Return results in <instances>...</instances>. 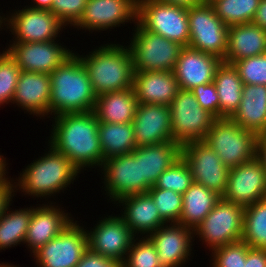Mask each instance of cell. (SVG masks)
Returning <instances> with one entry per match:
<instances>
[{
  "label": "cell",
  "instance_id": "6da1fadb",
  "mask_svg": "<svg viewBox=\"0 0 266 267\" xmlns=\"http://www.w3.org/2000/svg\"><path fill=\"white\" fill-rule=\"evenodd\" d=\"M51 118V134L46 139L48 144L65 155L80 172L84 173L88 168L100 171L105 159L95 113H64Z\"/></svg>",
  "mask_w": 266,
  "mask_h": 267
},
{
  "label": "cell",
  "instance_id": "7bdbcfd3",
  "mask_svg": "<svg viewBox=\"0 0 266 267\" xmlns=\"http://www.w3.org/2000/svg\"><path fill=\"white\" fill-rule=\"evenodd\" d=\"M199 105L219 119V96L215 84H202L191 90Z\"/></svg>",
  "mask_w": 266,
  "mask_h": 267
},
{
  "label": "cell",
  "instance_id": "e0dca14e",
  "mask_svg": "<svg viewBox=\"0 0 266 267\" xmlns=\"http://www.w3.org/2000/svg\"><path fill=\"white\" fill-rule=\"evenodd\" d=\"M9 43L4 49L21 68V71H31L50 74L62 64L74 51L59 42Z\"/></svg>",
  "mask_w": 266,
  "mask_h": 267
},
{
  "label": "cell",
  "instance_id": "4dcf8cb0",
  "mask_svg": "<svg viewBox=\"0 0 266 267\" xmlns=\"http://www.w3.org/2000/svg\"><path fill=\"white\" fill-rule=\"evenodd\" d=\"M221 196L203 185L193 182L182 194L180 224L194 230L215 207Z\"/></svg>",
  "mask_w": 266,
  "mask_h": 267
},
{
  "label": "cell",
  "instance_id": "ac0fdd59",
  "mask_svg": "<svg viewBox=\"0 0 266 267\" xmlns=\"http://www.w3.org/2000/svg\"><path fill=\"white\" fill-rule=\"evenodd\" d=\"M226 201L247 207L266 198V170L255 157L230 168L226 190L221 197Z\"/></svg>",
  "mask_w": 266,
  "mask_h": 267
},
{
  "label": "cell",
  "instance_id": "5b68a950",
  "mask_svg": "<svg viewBox=\"0 0 266 267\" xmlns=\"http://www.w3.org/2000/svg\"><path fill=\"white\" fill-rule=\"evenodd\" d=\"M133 29L127 46L134 71H173L183 46L145 30L138 22Z\"/></svg>",
  "mask_w": 266,
  "mask_h": 267
},
{
  "label": "cell",
  "instance_id": "b9f144b4",
  "mask_svg": "<svg viewBox=\"0 0 266 267\" xmlns=\"http://www.w3.org/2000/svg\"><path fill=\"white\" fill-rule=\"evenodd\" d=\"M87 0H54L51 12L65 25L73 27L80 19Z\"/></svg>",
  "mask_w": 266,
  "mask_h": 267
},
{
  "label": "cell",
  "instance_id": "d4e9b609",
  "mask_svg": "<svg viewBox=\"0 0 266 267\" xmlns=\"http://www.w3.org/2000/svg\"><path fill=\"white\" fill-rule=\"evenodd\" d=\"M133 90L139 104L169 106L179 86L173 71H134Z\"/></svg>",
  "mask_w": 266,
  "mask_h": 267
},
{
  "label": "cell",
  "instance_id": "836d02e7",
  "mask_svg": "<svg viewBox=\"0 0 266 267\" xmlns=\"http://www.w3.org/2000/svg\"><path fill=\"white\" fill-rule=\"evenodd\" d=\"M242 241L266 249V198L244 208Z\"/></svg>",
  "mask_w": 266,
  "mask_h": 267
},
{
  "label": "cell",
  "instance_id": "1f68e13d",
  "mask_svg": "<svg viewBox=\"0 0 266 267\" xmlns=\"http://www.w3.org/2000/svg\"><path fill=\"white\" fill-rule=\"evenodd\" d=\"M98 135L105 160L110 157L130 154L137 148L132 122H99Z\"/></svg>",
  "mask_w": 266,
  "mask_h": 267
},
{
  "label": "cell",
  "instance_id": "603a6c76",
  "mask_svg": "<svg viewBox=\"0 0 266 267\" xmlns=\"http://www.w3.org/2000/svg\"><path fill=\"white\" fill-rule=\"evenodd\" d=\"M222 61L215 55L183 47L173 70L179 89L191 91L199 85L212 83Z\"/></svg>",
  "mask_w": 266,
  "mask_h": 267
},
{
  "label": "cell",
  "instance_id": "f5cc1de1",
  "mask_svg": "<svg viewBox=\"0 0 266 267\" xmlns=\"http://www.w3.org/2000/svg\"><path fill=\"white\" fill-rule=\"evenodd\" d=\"M3 15V16H2ZM2 15H1V13H0V31L2 30V29H5L4 28V26H5V16H4V14L2 13Z\"/></svg>",
  "mask_w": 266,
  "mask_h": 267
},
{
  "label": "cell",
  "instance_id": "44dd1931",
  "mask_svg": "<svg viewBox=\"0 0 266 267\" xmlns=\"http://www.w3.org/2000/svg\"><path fill=\"white\" fill-rule=\"evenodd\" d=\"M132 125L137 147L173 141L168 105L138 104Z\"/></svg>",
  "mask_w": 266,
  "mask_h": 267
},
{
  "label": "cell",
  "instance_id": "e575fe53",
  "mask_svg": "<svg viewBox=\"0 0 266 267\" xmlns=\"http://www.w3.org/2000/svg\"><path fill=\"white\" fill-rule=\"evenodd\" d=\"M260 0H217L212 5L216 15L228 27L251 23Z\"/></svg>",
  "mask_w": 266,
  "mask_h": 267
},
{
  "label": "cell",
  "instance_id": "3957f363",
  "mask_svg": "<svg viewBox=\"0 0 266 267\" xmlns=\"http://www.w3.org/2000/svg\"><path fill=\"white\" fill-rule=\"evenodd\" d=\"M123 44L106 42L86 55L74 50L87 70L96 96L133 88V61L127 43Z\"/></svg>",
  "mask_w": 266,
  "mask_h": 267
},
{
  "label": "cell",
  "instance_id": "d590c367",
  "mask_svg": "<svg viewBox=\"0 0 266 267\" xmlns=\"http://www.w3.org/2000/svg\"><path fill=\"white\" fill-rule=\"evenodd\" d=\"M192 183L193 178L189 166L182 157H179L178 160L160 174L154 186L183 194Z\"/></svg>",
  "mask_w": 266,
  "mask_h": 267
},
{
  "label": "cell",
  "instance_id": "9c48e42d",
  "mask_svg": "<svg viewBox=\"0 0 266 267\" xmlns=\"http://www.w3.org/2000/svg\"><path fill=\"white\" fill-rule=\"evenodd\" d=\"M173 141L183 146L204 140L216 118L205 111L190 90L179 89L169 105Z\"/></svg>",
  "mask_w": 266,
  "mask_h": 267
},
{
  "label": "cell",
  "instance_id": "7402d4cb",
  "mask_svg": "<svg viewBox=\"0 0 266 267\" xmlns=\"http://www.w3.org/2000/svg\"><path fill=\"white\" fill-rule=\"evenodd\" d=\"M51 98L50 74L21 71L16 85L12 104H16L24 113L33 114L38 119L49 118ZM47 116V117H46ZM40 117V118H39ZM46 117V118H45Z\"/></svg>",
  "mask_w": 266,
  "mask_h": 267
},
{
  "label": "cell",
  "instance_id": "ab89813d",
  "mask_svg": "<svg viewBox=\"0 0 266 267\" xmlns=\"http://www.w3.org/2000/svg\"><path fill=\"white\" fill-rule=\"evenodd\" d=\"M247 252L248 244L242 240L216 248L210 254V267H244Z\"/></svg>",
  "mask_w": 266,
  "mask_h": 267
},
{
  "label": "cell",
  "instance_id": "d6986e66",
  "mask_svg": "<svg viewBox=\"0 0 266 267\" xmlns=\"http://www.w3.org/2000/svg\"><path fill=\"white\" fill-rule=\"evenodd\" d=\"M162 267H184L194 254V230L180 223H166L147 236Z\"/></svg>",
  "mask_w": 266,
  "mask_h": 267
},
{
  "label": "cell",
  "instance_id": "11a10c76",
  "mask_svg": "<svg viewBox=\"0 0 266 267\" xmlns=\"http://www.w3.org/2000/svg\"><path fill=\"white\" fill-rule=\"evenodd\" d=\"M215 1H217V0H202V4H209V5H211V4H213Z\"/></svg>",
  "mask_w": 266,
  "mask_h": 267
},
{
  "label": "cell",
  "instance_id": "d6a6232c",
  "mask_svg": "<svg viewBox=\"0 0 266 267\" xmlns=\"http://www.w3.org/2000/svg\"><path fill=\"white\" fill-rule=\"evenodd\" d=\"M10 206L12 203L0 217V251L24 245L32 216V206L15 210Z\"/></svg>",
  "mask_w": 266,
  "mask_h": 267
},
{
  "label": "cell",
  "instance_id": "9a60e30c",
  "mask_svg": "<svg viewBox=\"0 0 266 267\" xmlns=\"http://www.w3.org/2000/svg\"><path fill=\"white\" fill-rule=\"evenodd\" d=\"M137 13L138 0H87L82 16L73 27L85 30L83 33L87 30L89 34L108 32L125 23L136 24Z\"/></svg>",
  "mask_w": 266,
  "mask_h": 267
},
{
  "label": "cell",
  "instance_id": "30bf717a",
  "mask_svg": "<svg viewBox=\"0 0 266 267\" xmlns=\"http://www.w3.org/2000/svg\"><path fill=\"white\" fill-rule=\"evenodd\" d=\"M5 16L6 32L13 35L9 43L46 42L58 40L63 29H68L50 10L18 8ZM61 31V32H60Z\"/></svg>",
  "mask_w": 266,
  "mask_h": 267
},
{
  "label": "cell",
  "instance_id": "74e56055",
  "mask_svg": "<svg viewBox=\"0 0 266 267\" xmlns=\"http://www.w3.org/2000/svg\"><path fill=\"white\" fill-rule=\"evenodd\" d=\"M121 267H162L154 244L148 237H136Z\"/></svg>",
  "mask_w": 266,
  "mask_h": 267
},
{
  "label": "cell",
  "instance_id": "7c38bea8",
  "mask_svg": "<svg viewBox=\"0 0 266 267\" xmlns=\"http://www.w3.org/2000/svg\"><path fill=\"white\" fill-rule=\"evenodd\" d=\"M79 222L74 219L32 255L37 267H76L89 249L86 226Z\"/></svg>",
  "mask_w": 266,
  "mask_h": 267
},
{
  "label": "cell",
  "instance_id": "f907efd6",
  "mask_svg": "<svg viewBox=\"0 0 266 267\" xmlns=\"http://www.w3.org/2000/svg\"><path fill=\"white\" fill-rule=\"evenodd\" d=\"M30 3V5H27L29 8L51 10L54 0H31Z\"/></svg>",
  "mask_w": 266,
  "mask_h": 267
},
{
  "label": "cell",
  "instance_id": "60d3db41",
  "mask_svg": "<svg viewBox=\"0 0 266 267\" xmlns=\"http://www.w3.org/2000/svg\"><path fill=\"white\" fill-rule=\"evenodd\" d=\"M244 84L266 86V53L243 58L233 64Z\"/></svg>",
  "mask_w": 266,
  "mask_h": 267
},
{
  "label": "cell",
  "instance_id": "681fc988",
  "mask_svg": "<svg viewBox=\"0 0 266 267\" xmlns=\"http://www.w3.org/2000/svg\"><path fill=\"white\" fill-rule=\"evenodd\" d=\"M166 4L180 6L183 8L196 7L202 4V0H155Z\"/></svg>",
  "mask_w": 266,
  "mask_h": 267
},
{
  "label": "cell",
  "instance_id": "c3c4849f",
  "mask_svg": "<svg viewBox=\"0 0 266 267\" xmlns=\"http://www.w3.org/2000/svg\"><path fill=\"white\" fill-rule=\"evenodd\" d=\"M256 157L262 162L266 170V133L257 136Z\"/></svg>",
  "mask_w": 266,
  "mask_h": 267
},
{
  "label": "cell",
  "instance_id": "ba28073f",
  "mask_svg": "<svg viewBox=\"0 0 266 267\" xmlns=\"http://www.w3.org/2000/svg\"><path fill=\"white\" fill-rule=\"evenodd\" d=\"M137 22L145 30L183 47L189 44L190 31L186 8L155 0H138Z\"/></svg>",
  "mask_w": 266,
  "mask_h": 267
},
{
  "label": "cell",
  "instance_id": "8d00e7d4",
  "mask_svg": "<svg viewBox=\"0 0 266 267\" xmlns=\"http://www.w3.org/2000/svg\"><path fill=\"white\" fill-rule=\"evenodd\" d=\"M147 193L152 197L161 218L166 223H179L182 211V194L170 189L152 186Z\"/></svg>",
  "mask_w": 266,
  "mask_h": 267
},
{
  "label": "cell",
  "instance_id": "4fadbf2b",
  "mask_svg": "<svg viewBox=\"0 0 266 267\" xmlns=\"http://www.w3.org/2000/svg\"><path fill=\"white\" fill-rule=\"evenodd\" d=\"M190 40L188 47L224 60L227 51L228 26L209 4L187 9Z\"/></svg>",
  "mask_w": 266,
  "mask_h": 267
},
{
  "label": "cell",
  "instance_id": "bcb514c9",
  "mask_svg": "<svg viewBox=\"0 0 266 267\" xmlns=\"http://www.w3.org/2000/svg\"><path fill=\"white\" fill-rule=\"evenodd\" d=\"M244 267H266V249L252 248L248 245Z\"/></svg>",
  "mask_w": 266,
  "mask_h": 267
},
{
  "label": "cell",
  "instance_id": "2e32d148",
  "mask_svg": "<svg viewBox=\"0 0 266 267\" xmlns=\"http://www.w3.org/2000/svg\"><path fill=\"white\" fill-rule=\"evenodd\" d=\"M93 224V228L87 231L88 247L97 254L119 262L126 258L132 242L137 237L125 224L120 214L107 215Z\"/></svg>",
  "mask_w": 266,
  "mask_h": 267
},
{
  "label": "cell",
  "instance_id": "f6af8a7d",
  "mask_svg": "<svg viewBox=\"0 0 266 267\" xmlns=\"http://www.w3.org/2000/svg\"><path fill=\"white\" fill-rule=\"evenodd\" d=\"M16 197L14 178L8 174L0 181V217L6 211L7 207L14 202L12 199Z\"/></svg>",
  "mask_w": 266,
  "mask_h": 267
},
{
  "label": "cell",
  "instance_id": "484cf974",
  "mask_svg": "<svg viewBox=\"0 0 266 267\" xmlns=\"http://www.w3.org/2000/svg\"><path fill=\"white\" fill-rule=\"evenodd\" d=\"M227 39L226 63L266 53V30L252 22L230 26Z\"/></svg>",
  "mask_w": 266,
  "mask_h": 267
},
{
  "label": "cell",
  "instance_id": "f35d334b",
  "mask_svg": "<svg viewBox=\"0 0 266 267\" xmlns=\"http://www.w3.org/2000/svg\"><path fill=\"white\" fill-rule=\"evenodd\" d=\"M21 68L4 50L0 52V107L13 100Z\"/></svg>",
  "mask_w": 266,
  "mask_h": 267
},
{
  "label": "cell",
  "instance_id": "4316f807",
  "mask_svg": "<svg viewBox=\"0 0 266 267\" xmlns=\"http://www.w3.org/2000/svg\"><path fill=\"white\" fill-rule=\"evenodd\" d=\"M257 136L266 133V86L244 84L238 109L230 117Z\"/></svg>",
  "mask_w": 266,
  "mask_h": 267
},
{
  "label": "cell",
  "instance_id": "8992f818",
  "mask_svg": "<svg viewBox=\"0 0 266 267\" xmlns=\"http://www.w3.org/2000/svg\"><path fill=\"white\" fill-rule=\"evenodd\" d=\"M228 168L253 160L257 151V135L230 118L216 119L204 138Z\"/></svg>",
  "mask_w": 266,
  "mask_h": 267
},
{
  "label": "cell",
  "instance_id": "277c9868",
  "mask_svg": "<svg viewBox=\"0 0 266 267\" xmlns=\"http://www.w3.org/2000/svg\"><path fill=\"white\" fill-rule=\"evenodd\" d=\"M50 116L64 113H85L94 110L95 95L86 68L73 53L52 73Z\"/></svg>",
  "mask_w": 266,
  "mask_h": 267
},
{
  "label": "cell",
  "instance_id": "f546056e",
  "mask_svg": "<svg viewBox=\"0 0 266 267\" xmlns=\"http://www.w3.org/2000/svg\"><path fill=\"white\" fill-rule=\"evenodd\" d=\"M213 83L219 96V118H230L242 99L244 83L238 69L224 61L218 66Z\"/></svg>",
  "mask_w": 266,
  "mask_h": 267
},
{
  "label": "cell",
  "instance_id": "5bb4252c",
  "mask_svg": "<svg viewBox=\"0 0 266 267\" xmlns=\"http://www.w3.org/2000/svg\"><path fill=\"white\" fill-rule=\"evenodd\" d=\"M181 157L188 164L193 182L223 196L230 168L204 140L192 141L181 146Z\"/></svg>",
  "mask_w": 266,
  "mask_h": 267
},
{
  "label": "cell",
  "instance_id": "52a82bcc",
  "mask_svg": "<svg viewBox=\"0 0 266 267\" xmlns=\"http://www.w3.org/2000/svg\"><path fill=\"white\" fill-rule=\"evenodd\" d=\"M244 207L221 198L194 229V237L205 249H214L242 240Z\"/></svg>",
  "mask_w": 266,
  "mask_h": 267
},
{
  "label": "cell",
  "instance_id": "cb8c5ba5",
  "mask_svg": "<svg viewBox=\"0 0 266 267\" xmlns=\"http://www.w3.org/2000/svg\"><path fill=\"white\" fill-rule=\"evenodd\" d=\"M114 205L122 208L119 209L122 211L120 216L137 237H147L166 224L147 192L124 197Z\"/></svg>",
  "mask_w": 266,
  "mask_h": 267
},
{
  "label": "cell",
  "instance_id": "7a4b0ae2",
  "mask_svg": "<svg viewBox=\"0 0 266 267\" xmlns=\"http://www.w3.org/2000/svg\"><path fill=\"white\" fill-rule=\"evenodd\" d=\"M45 154L33 160L26 168L20 171L14 179L15 194L22 193L26 197L40 198L51 201L59 193L70 189L80 176L81 172L63 154L56 151L50 144ZM77 178V179H76ZM43 198V199H42Z\"/></svg>",
  "mask_w": 266,
  "mask_h": 267
},
{
  "label": "cell",
  "instance_id": "83f0119b",
  "mask_svg": "<svg viewBox=\"0 0 266 267\" xmlns=\"http://www.w3.org/2000/svg\"><path fill=\"white\" fill-rule=\"evenodd\" d=\"M181 157V146L163 142L140 147V170L143 179V193H146L158 180L162 172Z\"/></svg>",
  "mask_w": 266,
  "mask_h": 267
},
{
  "label": "cell",
  "instance_id": "f1b7e54d",
  "mask_svg": "<svg viewBox=\"0 0 266 267\" xmlns=\"http://www.w3.org/2000/svg\"><path fill=\"white\" fill-rule=\"evenodd\" d=\"M138 104L133 88H128L97 96L93 112L99 122L130 123L134 120Z\"/></svg>",
  "mask_w": 266,
  "mask_h": 267
},
{
  "label": "cell",
  "instance_id": "ee69618b",
  "mask_svg": "<svg viewBox=\"0 0 266 267\" xmlns=\"http://www.w3.org/2000/svg\"><path fill=\"white\" fill-rule=\"evenodd\" d=\"M76 267H121V264L88 249Z\"/></svg>",
  "mask_w": 266,
  "mask_h": 267
},
{
  "label": "cell",
  "instance_id": "ffe728a7",
  "mask_svg": "<svg viewBox=\"0 0 266 267\" xmlns=\"http://www.w3.org/2000/svg\"><path fill=\"white\" fill-rule=\"evenodd\" d=\"M57 203L44 202L32 206V216L24 242L31 253L30 256L60 234L74 220L73 215Z\"/></svg>",
  "mask_w": 266,
  "mask_h": 267
},
{
  "label": "cell",
  "instance_id": "db71d44e",
  "mask_svg": "<svg viewBox=\"0 0 266 267\" xmlns=\"http://www.w3.org/2000/svg\"><path fill=\"white\" fill-rule=\"evenodd\" d=\"M0 267H21V266H19V265H13V264H11V263H7V262H1L0 263Z\"/></svg>",
  "mask_w": 266,
  "mask_h": 267
},
{
  "label": "cell",
  "instance_id": "8fae6325",
  "mask_svg": "<svg viewBox=\"0 0 266 267\" xmlns=\"http://www.w3.org/2000/svg\"><path fill=\"white\" fill-rule=\"evenodd\" d=\"M103 194L114 205L120 199L143 193V179L140 170V147L130 154L110 157L104 160L100 169ZM103 177V178H102Z\"/></svg>",
  "mask_w": 266,
  "mask_h": 267
},
{
  "label": "cell",
  "instance_id": "816d5d0a",
  "mask_svg": "<svg viewBox=\"0 0 266 267\" xmlns=\"http://www.w3.org/2000/svg\"><path fill=\"white\" fill-rule=\"evenodd\" d=\"M7 158L0 154V181L9 173V166L8 165V160H6Z\"/></svg>",
  "mask_w": 266,
  "mask_h": 267
},
{
  "label": "cell",
  "instance_id": "7dc6e473",
  "mask_svg": "<svg viewBox=\"0 0 266 267\" xmlns=\"http://www.w3.org/2000/svg\"><path fill=\"white\" fill-rule=\"evenodd\" d=\"M252 23L266 30V0H260Z\"/></svg>",
  "mask_w": 266,
  "mask_h": 267
}]
</instances>
